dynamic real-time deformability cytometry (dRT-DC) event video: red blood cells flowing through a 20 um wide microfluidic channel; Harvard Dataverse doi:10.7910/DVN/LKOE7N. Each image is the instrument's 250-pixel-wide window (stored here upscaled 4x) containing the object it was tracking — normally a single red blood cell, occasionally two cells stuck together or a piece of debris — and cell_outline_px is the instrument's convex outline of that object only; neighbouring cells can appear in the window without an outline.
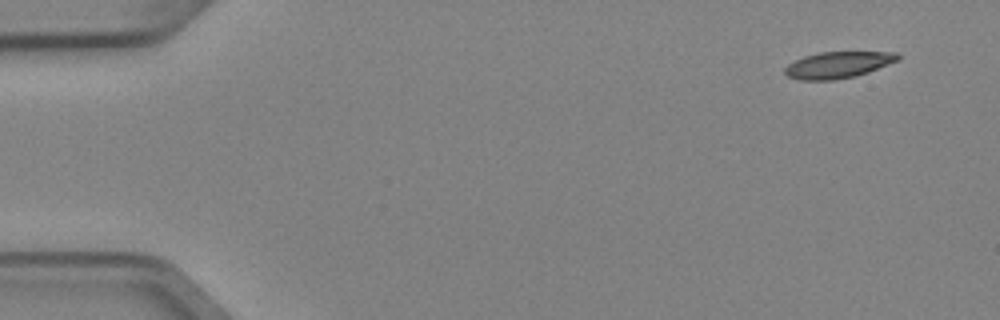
{"species": "Egyptian fruit bat (a non-hibernating species)", "species_latin": "Rousettus aegyptiacus", "temperature_condition": "cold", "stored_images_in_passage": 5, "camera_frame_rate_fps": 3000, "um_per_image_px": 0.085, "animal": {"sex": "female"}, "frame": {"image": 1, "passage_image": 1, "time_ms": 0.0, "image_size_px": [1000, 320], "cell_outline_px": [[900, 60], [868, 72], [856, 76], [832, 80], [800, 80], [788, 76], [784, 72], [784, 68], [788, 64], [804, 56], [820, 52], [896, 52], [900, 56]], "centroid_in_image_um": [71.24, 5.51], "position_along_channel_um": 13.8, "area_um2": 17.4}}
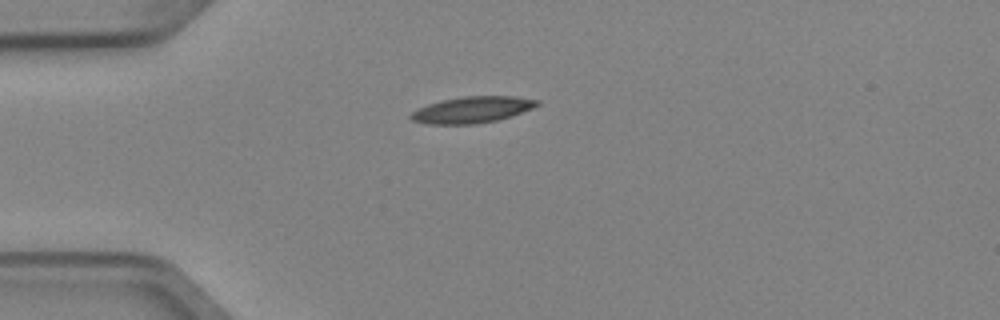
{"frame": {"image": 2, "passage_image": 4, "time_ms": 1.0, "image_size_px": [1000, 320], "cell_outline_px": [[540, 104], [532, 108], [512, 116], [496, 120], [476, 124], [424, 124], [412, 120], [408, 116], [412, 112], [428, 104], [440, 100], [464, 96], [516, 96], [540, 100]], "centroid_in_image_um": [40.14, 9.32], "position_along_channel_um": 44.9, "area_um2": 19.48}}
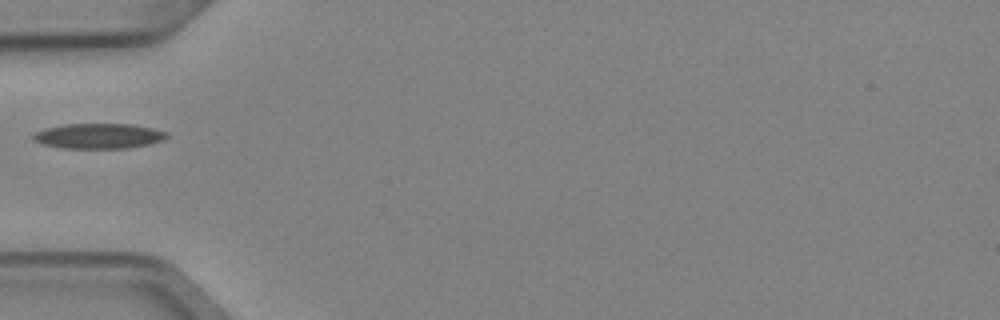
{"frame": {"image": 3, "passage_image": 5, "time_ms": 1.333, "image_size_px": [1000, 320], "cell_outline_px": [[168, 136], [160, 140], [148, 144], [128, 148], [64, 148], [44, 144], [32, 140], [32, 136], [36, 132], [44, 128], [64, 124], [132, 124], [152, 128], [168, 132]], "centroid_in_image_um": [8.36, 11.55], "position_along_channel_um": 76.6, "area_um2": 19.48}}